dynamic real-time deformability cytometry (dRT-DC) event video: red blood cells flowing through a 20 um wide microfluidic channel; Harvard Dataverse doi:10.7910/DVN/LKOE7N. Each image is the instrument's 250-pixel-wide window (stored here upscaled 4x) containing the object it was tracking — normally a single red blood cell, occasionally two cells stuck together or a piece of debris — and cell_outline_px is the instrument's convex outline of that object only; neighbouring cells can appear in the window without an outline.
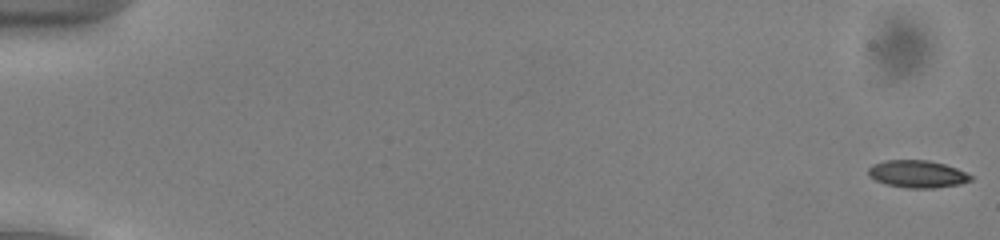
{"species": "common noctule bat (a hibernating species)", "species_latin": "Nyctalus noctula", "temperature_condition": "cold", "stored_images_in_passage": 53, "camera_frame_rate_fps": 3000, "um_per_image_px": 0.085, "animal": {"sex": "male", "body_mass_g": 13.0, "forearm_length_mm": 53.1}, "frame": {"image": 1, "passage_image": 1, "time_ms": 0.0, "image_size_px": [1000, 240], "cell_outline_px": [[972, 180], [960, 184], [936, 188], [908, 188], [888, 184], [876, 180], [868, 176], [868, 168], [872, 164], [884, 160], [928, 160], [944, 164], [956, 168], [972, 176]], "centroid_in_image_um": [77.96, 14.78], "position_along_channel_um": 7.0, "area_um2": 16.3}}
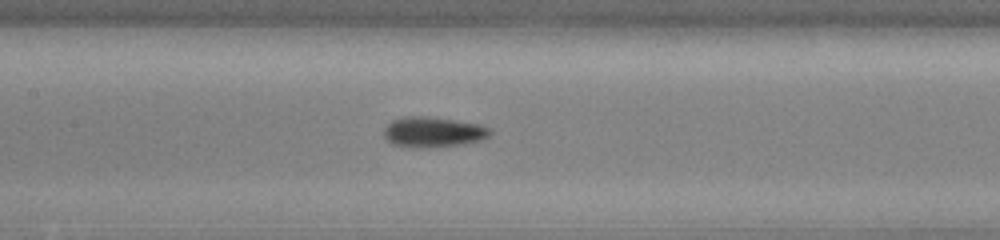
{"frame": {"image": 2, "passage_image": 27, "time_ms": 8.667, "image_size_px": [1000, 240], "cell_outline_px": [[492, 132], [488, 136], [480, 140], [464, 144], [428, 148], [420, 148], [392, 144], [384, 136], [384, 128], [392, 120], [404, 116], [428, 116], [456, 120], [480, 124], [488, 128]], "centroid_in_image_um": [36.8, 11.22], "position_along_channel_um": 170.6, "area_um2": 18.84}}
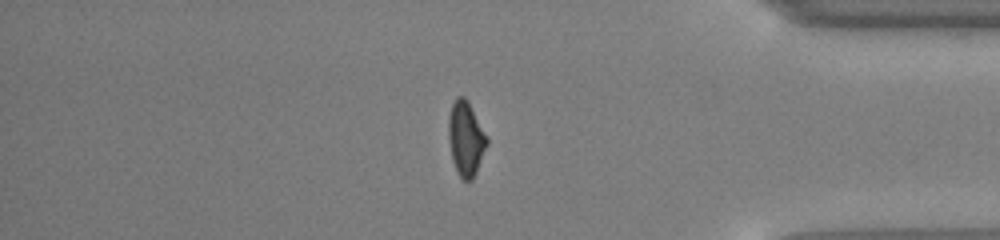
{"frame": {"image": 3, "passage_image": 46, "time_ms": 15.0, "image_size_px": [1000, 240], "cell_outline_px": [[488, 144], [476, 172], [472, 180], [464, 180], [456, 172], [452, 160], [448, 136], [448, 116], [452, 104], [456, 96], [464, 96], [488, 140]], "centroid_in_image_um": [39.56, 11.81], "position_along_channel_um": 395.6, "area_um2": 16.36}}